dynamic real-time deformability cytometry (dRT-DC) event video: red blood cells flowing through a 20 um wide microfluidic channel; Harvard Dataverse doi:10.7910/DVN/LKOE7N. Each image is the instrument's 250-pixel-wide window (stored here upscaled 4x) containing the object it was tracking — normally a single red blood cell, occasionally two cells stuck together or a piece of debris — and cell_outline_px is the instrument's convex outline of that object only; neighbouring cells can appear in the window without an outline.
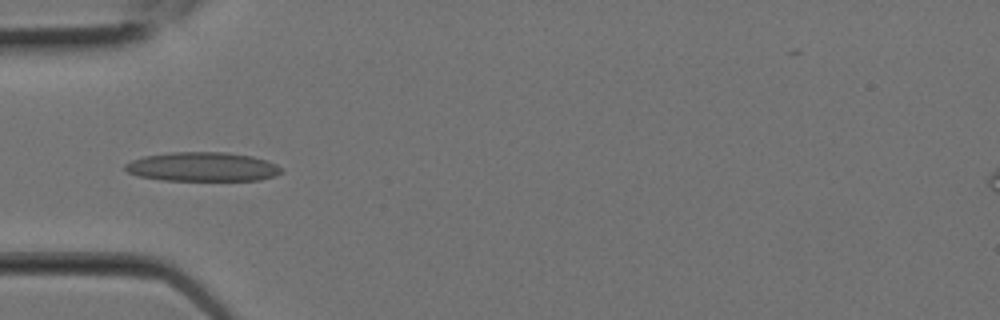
{"species": "Egyptian fruit bat (a non-hibernating species)", "species_latin": "Rousettus aegyptiacus", "temperature_condition": "room temperature", "stored_images_in_passage": 5, "camera_frame_rate_fps": 3000, "um_per_image_px": 0.085, "animal": {"sex": "female"}, "frame": {"image": 1, "passage_image": 4, "time_ms": 1.0, "image_size_px": [1000, 320], "cell_outline_px": [[284, 172], [276, 176], [260, 180], [160, 180], [140, 176], [128, 172], [124, 168], [124, 164], [132, 160], [144, 156], [172, 152], [228, 152], [252, 156], [268, 160], [276, 164]], "centroid_in_image_um": [17.24, 14.17], "position_along_channel_um": 67.8, "area_um2": 26.65}}
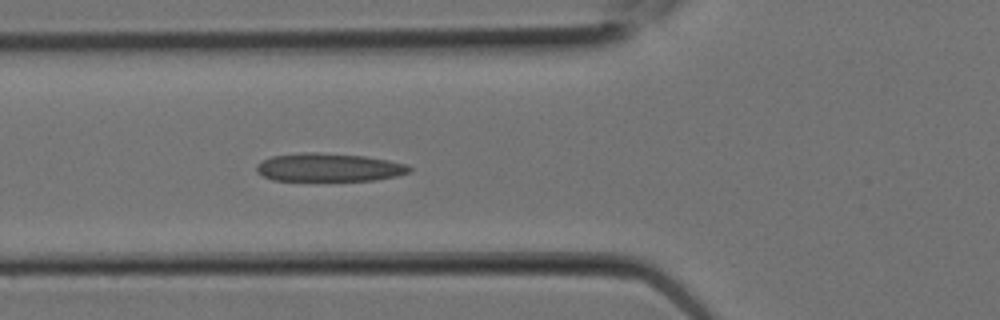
{"frame": {"image": 2, "passage_image": 5, "time_ms": 1.333, "image_size_px": [1000, 320], "cell_outline_px": [[412, 172], [396, 176], [376, 180], [272, 180], [256, 172], [256, 164], [260, 160], [272, 156], [300, 152], [316, 152], [364, 156], [388, 160], [408, 164], [412, 168]], "centroid_in_image_um": [27.95, 14.22], "position_along_channel_um": 97.9, "area_um2": 25.32}}